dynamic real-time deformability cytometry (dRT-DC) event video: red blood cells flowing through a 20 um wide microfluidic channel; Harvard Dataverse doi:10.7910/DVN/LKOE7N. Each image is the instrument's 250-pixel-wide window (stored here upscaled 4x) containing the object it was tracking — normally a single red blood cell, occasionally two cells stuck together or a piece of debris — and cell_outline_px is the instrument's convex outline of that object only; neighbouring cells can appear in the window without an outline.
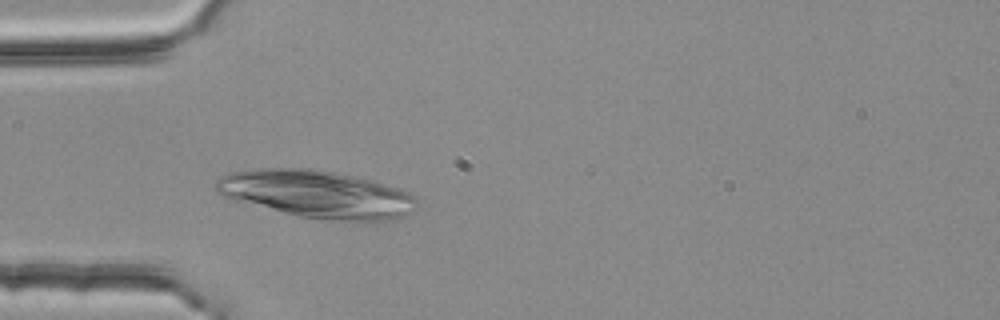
{"species": "common noctule bat (a hibernating species)", "species_latin": "Nyctalus noctula", "temperature_condition": "room temperature", "stored_images_in_passage": 3, "camera_frame_rate_fps": 3000, "um_per_image_px": 0.085, "animal": {"sex": "female", "body_mass_g": 25.1}, "frame": {"image": 1, "passage_image": 3, "time_ms": 0.667, "image_size_px": [1000, 320], "cell_outline_px": [[416, 208], [408, 216], [396, 220], [320, 220], [296, 216], [236, 200], [224, 196], [216, 192], [216, 180], [220, 176], [228, 172], [260, 168], [312, 168], [336, 172], [356, 176], [372, 180], [408, 192], [416, 200]], "centroid_in_image_um": [26.93, 16.5], "position_along_channel_um": 58.1, "area_um2": 55.78}}